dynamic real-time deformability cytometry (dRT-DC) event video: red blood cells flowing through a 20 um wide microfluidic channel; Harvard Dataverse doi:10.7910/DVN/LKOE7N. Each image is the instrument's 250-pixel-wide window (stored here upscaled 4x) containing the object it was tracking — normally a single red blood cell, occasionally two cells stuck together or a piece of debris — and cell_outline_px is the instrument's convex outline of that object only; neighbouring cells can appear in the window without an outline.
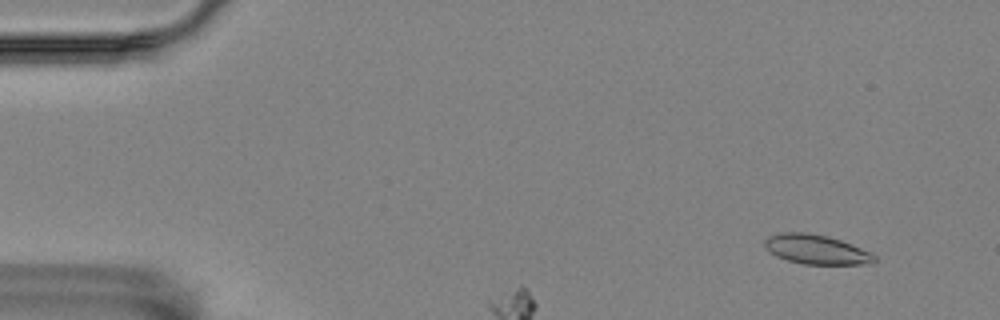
{"species": "Egyptian fruit bat (a non-hibernating species)", "species_latin": "Rousettus aegyptiacus", "temperature_condition": "room temperature", "stored_images_in_passage": 10, "camera_frame_rate_fps": 3000, "um_per_image_px": 0.085, "animal": {"sex": "female"}, "frame": {"image": 1, "passage_image": 5, "time_ms": 1.333, "image_size_px": [1000, 320], "cell_outline_px": [[876, 260], [872, 264], [804, 264], [788, 260], [776, 256], [764, 248], [764, 240], [768, 236], [780, 232], [804, 232], [828, 236], [840, 240], [872, 252], [876, 256]], "centroid_in_image_um": [69.38, 21.2], "position_along_channel_um": 15.6, "area_um2": 18.96}}